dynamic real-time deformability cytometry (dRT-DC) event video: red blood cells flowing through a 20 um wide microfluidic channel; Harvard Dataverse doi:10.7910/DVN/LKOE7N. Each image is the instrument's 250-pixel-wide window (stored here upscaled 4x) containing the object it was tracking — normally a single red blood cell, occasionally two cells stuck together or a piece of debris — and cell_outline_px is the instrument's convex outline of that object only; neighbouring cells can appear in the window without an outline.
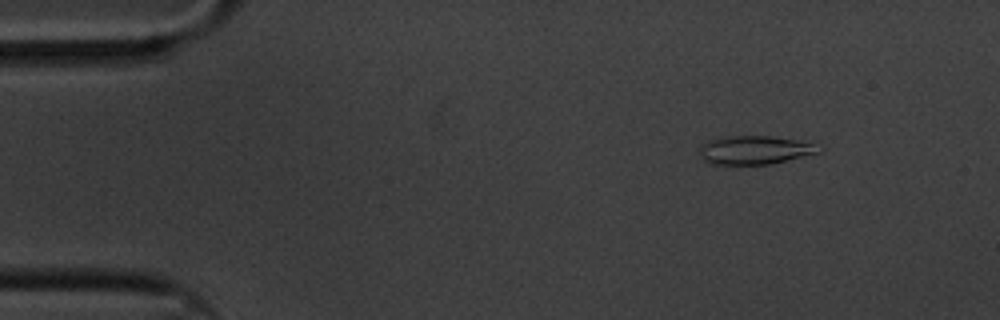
{"species": "common noctule bat (a hibernating species)", "species_latin": "Nyctalus noctula", "temperature_condition": "cold", "stored_images_in_passage": 60, "camera_frame_rate_fps": 3000, "um_per_image_px": 0.085, "animal": {"sex": "male", "body_mass_g": 20.1, "forearm_length_mm": 53.5}, "frame": {"image": 1, "passage_image": 7, "time_ms": 2.0, "image_size_px": [1000, 320], "cell_outline_px": [[820, 152], [772, 164], [708, 164], [700, 156], [700, 148], [708, 140], [732, 136], [768, 136], [796, 140], [808, 144]], "centroid_in_image_um": [64.04, 12.77], "position_along_channel_um": 21.0, "area_um2": 19.19}}
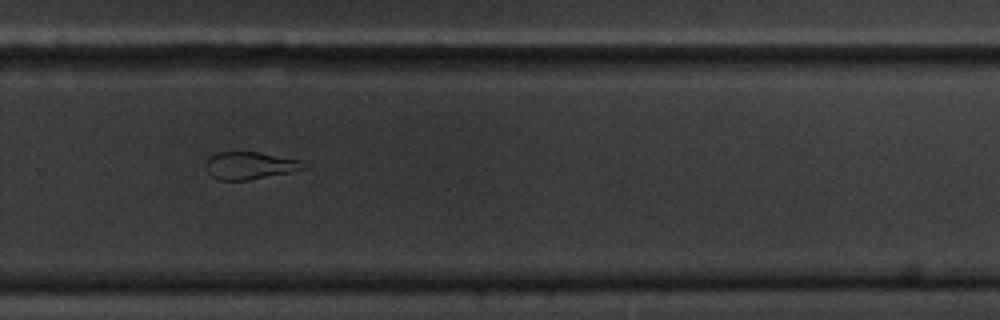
{"frame": {"image": 2, "passage_image": 40, "time_ms": 13.0, "image_size_px": [1000, 320], "cell_outline_px": [[308, 168], [292, 172], [248, 180], [220, 180], [212, 176], [208, 172], [208, 156], [216, 152], [260, 152], [300, 160]], "centroid_in_image_um": [21.27, 14.07], "position_along_channel_um": 308.5, "area_um2": 15.55}}
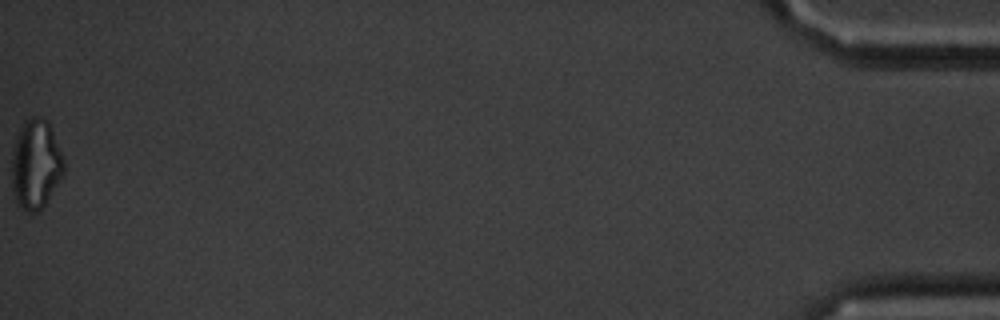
{"frame": {"image": 3, "passage_image": 60, "time_ms": 19.667, "image_size_px": [1000, 320], "cell_outline_px": [[64, 172], [44, 204], [36, 212], [28, 212], [16, 204], [12, 192], [12, 152], [16, 136], [24, 120], [32, 116], [40, 116], [48, 120], [64, 160]], "centroid_in_image_um": [3.01, 13.93], "position_along_channel_um": 432.2, "area_um2": 27.11}, "authors_computed_cell_mechanics": {"area_um2": 18.6983, "velocity_mm_per_s": 3.334, "shape_relaxation_time_tau1_ms": null, "shape_relaxation_time_tau2_ms": 3.4759, "deformation_change_tau1": null, "deformation_change_tau2": 0.1265}}